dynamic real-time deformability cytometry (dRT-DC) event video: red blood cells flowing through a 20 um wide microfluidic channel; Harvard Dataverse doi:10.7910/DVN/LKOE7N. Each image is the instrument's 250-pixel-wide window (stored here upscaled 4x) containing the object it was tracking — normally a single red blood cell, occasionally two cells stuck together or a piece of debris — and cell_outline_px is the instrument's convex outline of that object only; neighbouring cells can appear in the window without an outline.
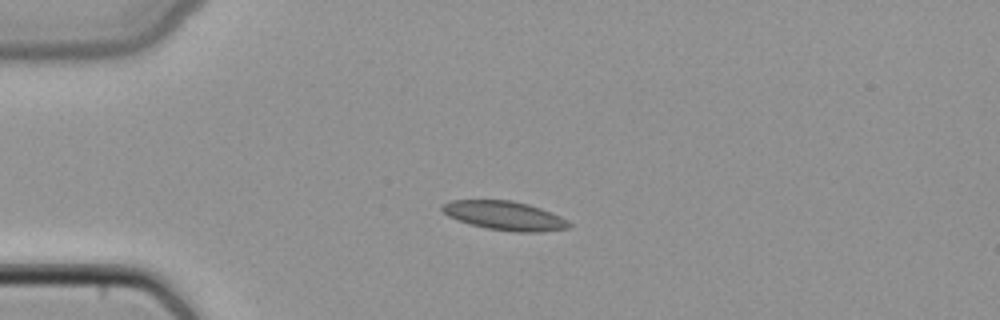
{"species": "common noctule bat (a hibernating species)", "species_latin": "Nyctalus noctula", "temperature_condition": "cold", "stored_images_in_passage": 37, "camera_frame_rate_fps": 3000, "um_per_image_px": 0.085, "animal": {"sex": "female", "body_mass_g": 22.7, "forearm_length_mm": 54.2}, "frame": {"image": 1, "passage_image": 1, "time_ms": 0.0, "image_size_px": [1000, 320], "cell_outline_px": [[572, 224], [568, 228], [540, 232], [512, 232], [488, 228], [472, 224], [448, 216], [440, 208], [440, 204], [452, 200], [512, 200], [528, 204], [540, 208], [560, 216], [568, 220]], "centroid_in_image_um": [42.9, 18.32], "position_along_channel_um": 42.1, "area_um2": 21.33}}
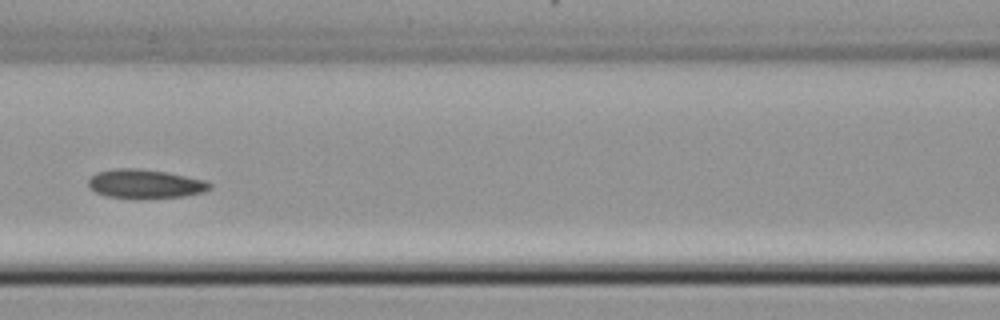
{"frame": {"image": 2, "passage_image": 11, "time_ms": 3.333, "image_size_px": [1000, 320], "cell_outline_px": [[212, 188], [204, 192], [184, 196], [108, 196], [96, 192], [88, 184], [88, 180], [96, 172], [112, 168], [140, 168], [164, 172], [204, 180], [212, 184]], "centroid_in_image_um": [12.34, 15.58], "position_along_channel_um": 154.3, "area_um2": 19.65}}
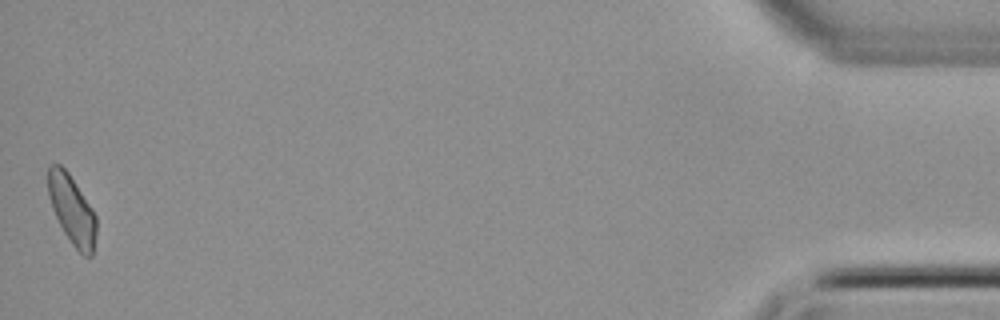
{"frame": {"image": 3, "passage_image": 37, "time_ms": 12.0, "image_size_px": [1000, 320], "cell_outline_px": [[96, 236], [92, 256], [84, 256], [72, 244], [64, 232], [52, 208], [48, 196], [48, 164], [60, 164], [68, 172], [92, 208], [96, 216]], "centroid_in_image_um": [6.11, 17.82], "position_along_channel_um": 429.1, "area_um2": 19.25}}